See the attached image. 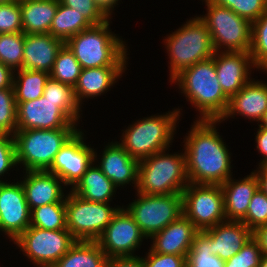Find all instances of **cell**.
<instances>
[{"instance_id": "6da1fadb", "label": "cell", "mask_w": 267, "mask_h": 267, "mask_svg": "<svg viewBox=\"0 0 267 267\" xmlns=\"http://www.w3.org/2000/svg\"><path fill=\"white\" fill-rule=\"evenodd\" d=\"M220 120H198L186 138L188 180L193 184L222 185L230 178L228 150L214 127Z\"/></svg>"}, {"instance_id": "7a4b0ae2", "label": "cell", "mask_w": 267, "mask_h": 267, "mask_svg": "<svg viewBox=\"0 0 267 267\" xmlns=\"http://www.w3.org/2000/svg\"><path fill=\"white\" fill-rule=\"evenodd\" d=\"M178 81L186 97L203 115L201 120H221L229 98L217 78L214 56L184 69L172 82Z\"/></svg>"}, {"instance_id": "3957f363", "label": "cell", "mask_w": 267, "mask_h": 267, "mask_svg": "<svg viewBox=\"0 0 267 267\" xmlns=\"http://www.w3.org/2000/svg\"><path fill=\"white\" fill-rule=\"evenodd\" d=\"M108 26L109 21L92 25L65 42L82 69L125 66V45L108 31Z\"/></svg>"}, {"instance_id": "277c9868", "label": "cell", "mask_w": 267, "mask_h": 267, "mask_svg": "<svg viewBox=\"0 0 267 267\" xmlns=\"http://www.w3.org/2000/svg\"><path fill=\"white\" fill-rule=\"evenodd\" d=\"M163 152L165 153L159 151L139 161L136 185L138 193L146 195L182 193L188 185L185 154L165 155Z\"/></svg>"}, {"instance_id": "5b68a950", "label": "cell", "mask_w": 267, "mask_h": 267, "mask_svg": "<svg viewBox=\"0 0 267 267\" xmlns=\"http://www.w3.org/2000/svg\"><path fill=\"white\" fill-rule=\"evenodd\" d=\"M75 128L17 130L16 162L26 171L48 170L59 150L77 132Z\"/></svg>"}, {"instance_id": "8992f818", "label": "cell", "mask_w": 267, "mask_h": 267, "mask_svg": "<svg viewBox=\"0 0 267 267\" xmlns=\"http://www.w3.org/2000/svg\"><path fill=\"white\" fill-rule=\"evenodd\" d=\"M166 43L171 59V80L184 69L212 58L215 53L208 28L199 17L171 34Z\"/></svg>"}, {"instance_id": "52a82bcc", "label": "cell", "mask_w": 267, "mask_h": 267, "mask_svg": "<svg viewBox=\"0 0 267 267\" xmlns=\"http://www.w3.org/2000/svg\"><path fill=\"white\" fill-rule=\"evenodd\" d=\"M178 113L180 111L175 110L168 115L140 120L125 131L122 143L119 144L138 161L164 151L173 138Z\"/></svg>"}, {"instance_id": "ba28073f", "label": "cell", "mask_w": 267, "mask_h": 267, "mask_svg": "<svg viewBox=\"0 0 267 267\" xmlns=\"http://www.w3.org/2000/svg\"><path fill=\"white\" fill-rule=\"evenodd\" d=\"M205 2L207 16L199 18L208 28L215 52L222 45L228 47V52H250L252 24L227 7L211 0Z\"/></svg>"}, {"instance_id": "9c48e42d", "label": "cell", "mask_w": 267, "mask_h": 267, "mask_svg": "<svg viewBox=\"0 0 267 267\" xmlns=\"http://www.w3.org/2000/svg\"><path fill=\"white\" fill-rule=\"evenodd\" d=\"M66 227L76 240L96 241L120 208L88 201L71 191L65 198Z\"/></svg>"}, {"instance_id": "30bf717a", "label": "cell", "mask_w": 267, "mask_h": 267, "mask_svg": "<svg viewBox=\"0 0 267 267\" xmlns=\"http://www.w3.org/2000/svg\"><path fill=\"white\" fill-rule=\"evenodd\" d=\"M138 195L139 199L132 202L126 210L146 238H151L183 215L181 193L169 195L139 193Z\"/></svg>"}, {"instance_id": "8fae6325", "label": "cell", "mask_w": 267, "mask_h": 267, "mask_svg": "<svg viewBox=\"0 0 267 267\" xmlns=\"http://www.w3.org/2000/svg\"><path fill=\"white\" fill-rule=\"evenodd\" d=\"M181 194L183 215L199 231L214 227L226 219L221 185L189 182Z\"/></svg>"}, {"instance_id": "7c38bea8", "label": "cell", "mask_w": 267, "mask_h": 267, "mask_svg": "<svg viewBox=\"0 0 267 267\" xmlns=\"http://www.w3.org/2000/svg\"><path fill=\"white\" fill-rule=\"evenodd\" d=\"M77 240L66 230H44L30 226L14 242L34 263L53 267Z\"/></svg>"}, {"instance_id": "4fadbf2b", "label": "cell", "mask_w": 267, "mask_h": 267, "mask_svg": "<svg viewBox=\"0 0 267 267\" xmlns=\"http://www.w3.org/2000/svg\"><path fill=\"white\" fill-rule=\"evenodd\" d=\"M143 237H146L133 217L125 209L120 208L111 222L96 240L100 248L110 257L133 256Z\"/></svg>"}, {"instance_id": "5bb4252c", "label": "cell", "mask_w": 267, "mask_h": 267, "mask_svg": "<svg viewBox=\"0 0 267 267\" xmlns=\"http://www.w3.org/2000/svg\"><path fill=\"white\" fill-rule=\"evenodd\" d=\"M95 157L94 150L85 145L82 132L77 131L59 150L47 171L57 175L64 185L75 186Z\"/></svg>"}, {"instance_id": "9a60e30c", "label": "cell", "mask_w": 267, "mask_h": 267, "mask_svg": "<svg viewBox=\"0 0 267 267\" xmlns=\"http://www.w3.org/2000/svg\"><path fill=\"white\" fill-rule=\"evenodd\" d=\"M17 104V130L75 128V122L43 95Z\"/></svg>"}, {"instance_id": "2e32d148", "label": "cell", "mask_w": 267, "mask_h": 267, "mask_svg": "<svg viewBox=\"0 0 267 267\" xmlns=\"http://www.w3.org/2000/svg\"><path fill=\"white\" fill-rule=\"evenodd\" d=\"M31 210L21 183L0 182V230L16 240L30 227Z\"/></svg>"}, {"instance_id": "e0dca14e", "label": "cell", "mask_w": 267, "mask_h": 267, "mask_svg": "<svg viewBox=\"0 0 267 267\" xmlns=\"http://www.w3.org/2000/svg\"><path fill=\"white\" fill-rule=\"evenodd\" d=\"M221 54L214 53V63L221 88L230 99L249 82L247 65L253 64V59L249 52L225 51Z\"/></svg>"}, {"instance_id": "ac0fdd59", "label": "cell", "mask_w": 267, "mask_h": 267, "mask_svg": "<svg viewBox=\"0 0 267 267\" xmlns=\"http://www.w3.org/2000/svg\"><path fill=\"white\" fill-rule=\"evenodd\" d=\"M198 232L193 223L181 215L176 221L152 236L155 241L151 250L155 253L187 256Z\"/></svg>"}, {"instance_id": "d6986e66", "label": "cell", "mask_w": 267, "mask_h": 267, "mask_svg": "<svg viewBox=\"0 0 267 267\" xmlns=\"http://www.w3.org/2000/svg\"><path fill=\"white\" fill-rule=\"evenodd\" d=\"M64 44L50 33L24 34L23 69L50 73Z\"/></svg>"}, {"instance_id": "ffe728a7", "label": "cell", "mask_w": 267, "mask_h": 267, "mask_svg": "<svg viewBox=\"0 0 267 267\" xmlns=\"http://www.w3.org/2000/svg\"><path fill=\"white\" fill-rule=\"evenodd\" d=\"M26 173L27 177L21 184L30 210L51 203H65L59 184L62 180L57 175L47 170L26 171Z\"/></svg>"}, {"instance_id": "44dd1931", "label": "cell", "mask_w": 267, "mask_h": 267, "mask_svg": "<svg viewBox=\"0 0 267 267\" xmlns=\"http://www.w3.org/2000/svg\"><path fill=\"white\" fill-rule=\"evenodd\" d=\"M204 231L212 238L213 255L223 261L233 257L252 238V231L241 221L218 223Z\"/></svg>"}, {"instance_id": "7402d4cb", "label": "cell", "mask_w": 267, "mask_h": 267, "mask_svg": "<svg viewBox=\"0 0 267 267\" xmlns=\"http://www.w3.org/2000/svg\"><path fill=\"white\" fill-rule=\"evenodd\" d=\"M232 181L228 178L221 185L225 216L229 221H242L246 217L253 194L259 188V181L255 172L241 181Z\"/></svg>"}, {"instance_id": "603a6c76", "label": "cell", "mask_w": 267, "mask_h": 267, "mask_svg": "<svg viewBox=\"0 0 267 267\" xmlns=\"http://www.w3.org/2000/svg\"><path fill=\"white\" fill-rule=\"evenodd\" d=\"M139 161L117 142L108 145L103 153L99 168L117 187L131 180L138 184Z\"/></svg>"}, {"instance_id": "cb8c5ba5", "label": "cell", "mask_w": 267, "mask_h": 267, "mask_svg": "<svg viewBox=\"0 0 267 267\" xmlns=\"http://www.w3.org/2000/svg\"><path fill=\"white\" fill-rule=\"evenodd\" d=\"M267 111V85L259 81H249L229 99L228 107L221 119L240 113L249 119L260 120Z\"/></svg>"}, {"instance_id": "d4e9b609", "label": "cell", "mask_w": 267, "mask_h": 267, "mask_svg": "<svg viewBox=\"0 0 267 267\" xmlns=\"http://www.w3.org/2000/svg\"><path fill=\"white\" fill-rule=\"evenodd\" d=\"M59 0H19L24 34L49 33Z\"/></svg>"}, {"instance_id": "484cf974", "label": "cell", "mask_w": 267, "mask_h": 267, "mask_svg": "<svg viewBox=\"0 0 267 267\" xmlns=\"http://www.w3.org/2000/svg\"><path fill=\"white\" fill-rule=\"evenodd\" d=\"M124 67H97L82 69L74 86L80 104L81 97H95L108 89L122 73Z\"/></svg>"}, {"instance_id": "4316f807", "label": "cell", "mask_w": 267, "mask_h": 267, "mask_svg": "<svg viewBox=\"0 0 267 267\" xmlns=\"http://www.w3.org/2000/svg\"><path fill=\"white\" fill-rule=\"evenodd\" d=\"M72 188L73 193L85 200L107 203L115 192L116 186L99 167L90 165Z\"/></svg>"}, {"instance_id": "83f0119b", "label": "cell", "mask_w": 267, "mask_h": 267, "mask_svg": "<svg viewBox=\"0 0 267 267\" xmlns=\"http://www.w3.org/2000/svg\"><path fill=\"white\" fill-rule=\"evenodd\" d=\"M107 259L97 241L77 240L53 267H105Z\"/></svg>"}, {"instance_id": "f1b7e54d", "label": "cell", "mask_w": 267, "mask_h": 267, "mask_svg": "<svg viewBox=\"0 0 267 267\" xmlns=\"http://www.w3.org/2000/svg\"><path fill=\"white\" fill-rule=\"evenodd\" d=\"M92 25L76 9L58 2L55 17L50 26V34L66 42L69 38Z\"/></svg>"}, {"instance_id": "f546056e", "label": "cell", "mask_w": 267, "mask_h": 267, "mask_svg": "<svg viewBox=\"0 0 267 267\" xmlns=\"http://www.w3.org/2000/svg\"><path fill=\"white\" fill-rule=\"evenodd\" d=\"M50 74L45 71L19 69L17 81L13 78L16 102H28L43 95Z\"/></svg>"}, {"instance_id": "4dcf8cb0", "label": "cell", "mask_w": 267, "mask_h": 267, "mask_svg": "<svg viewBox=\"0 0 267 267\" xmlns=\"http://www.w3.org/2000/svg\"><path fill=\"white\" fill-rule=\"evenodd\" d=\"M212 246V238L205 231H199L191 244L185 267H224L225 261L213 255Z\"/></svg>"}, {"instance_id": "1f68e13d", "label": "cell", "mask_w": 267, "mask_h": 267, "mask_svg": "<svg viewBox=\"0 0 267 267\" xmlns=\"http://www.w3.org/2000/svg\"><path fill=\"white\" fill-rule=\"evenodd\" d=\"M43 96L60 107L74 122L78 120L79 103L74 87L49 78L44 88Z\"/></svg>"}, {"instance_id": "d6a6232c", "label": "cell", "mask_w": 267, "mask_h": 267, "mask_svg": "<svg viewBox=\"0 0 267 267\" xmlns=\"http://www.w3.org/2000/svg\"><path fill=\"white\" fill-rule=\"evenodd\" d=\"M30 226L44 230H66L65 203H51L31 209Z\"/></svg>"}, {"instance_id": "836d02e7", "label": "cell", "mask_w": 267, "mask_h": 267, "mask_svg": "<svg viewBox=\"0 0 267 267\" xmlns=\"http://www.w3.org/2000/svg\"><path fill=\"white\" fill-rule=\"evenodd\" d=\"M82 67L66 44L59 50L51 70L50 78L61 83L75 86Z\"/></svg>"}, {"instance_id": "e575fe53", "label": "cell", "mask_w": 267, "mask_h": 267, "mask_svg": "<svg viewBox=\"0 0 267 267\" xmlns=\"http://www.w3.org/2000/svg\"><path fill=\"white\" fill-rule=\"evenodd\" d=\"M24 33L0 34V62L12 70L23 68Z\"/></svg>"}, {"instance_id": "d590c367", "label": "cell", "mask_w": 267, "mask_h": 267, "mask_svg": "<svg viewBox=\"0 0 267 267\" xmlns=\"http://www.w3.org/2000/svg\"><path fill=\"white\" fill-rule=\"evenodd\" d=\"M251 35L253 66L267 70V10L252 23Z\"/></svg>"}, {"instance_id": "8d00e7d4", "label": "cell", "mask_w": 267, "mask_h": 267, "mask_svg": "<svg viewBox=\"0 0 267 267\" xmlns=\"http://www.w3.org/2000/svg\"><path fill=\"white\" fill-rule=\"evenodd\" d=\"M17 131V104L14 88L0 89V132Z\"/></svg>"}, {"instance_id": "74e56055", "label": "cell", "mask_w": 267, "mask_h": 267, "mask_svg": "<svg viewBox=\"0 0 267 267\" xmlns=\"http://www.w3.org/2000/svg\"><path fill=\"white\" fill-rule=\"evenodd\" d=\"M213 3L227 7L251 24L267 10V0H211Z\"/></svg>"}, {"instance_id": "f35d334b", "label": "cell", "mask_w": 267, "mask_h": 267, "mask_svg": "<svg viewBox=\"0 0 267 267\" xmlns=\"http://www.w3.org/2000/svg\"><path fill=\"white\" fill-rule=\"evenodd\" d=\"M241 222L251 231L267 224V195L260 188L253 194L246 217Z\"/></svg>"}, {"instance_id": "ab89813d", "label": "cell", "mask_w": 267, "mask_h": 267, "mask_svg": "<svg viewBox=\"0 0 267 267\" xmlns=\"http://www.w3.org/2000/svg\"><path fill=\"white\" fill-rule=\"evenodd\" d=\"M23 33L19 0L0 4V34Z\"/></svg>"}, {"instance_id": "60d3db41", "label": "cell", "mask_w": 267, "mask_h": 267, "mask_svg": "<svg viewBox=\"0 0 267 267\" xmlns=\"http://www.w3.org/2000/svg\"><path fill=\"white\" fill-rule=\"evenodd\" d=\"M262 255L257 241L252 237L239 252L224 262V267H258Z\"/></svg>"}, {"instance_id": "b9f144b4", "label": "cell", "mask_w": 267, "mask_h": 267, "mask_svg": "<svg viewBox=\"0 0 267 267\" xmlns=\"http://www.w3.org/2000/svg\"><path fill=\"white\" fill-rule=\"evenodd\" d=\"M67 7L76 9L91 25H100L108 17L99 9L94 0H59Z\"/></svg>"}, {"instance_id": "7bdbcfd3", "label": "cell", "mask_w": 267, "mask_h": 267, "mask_svg": "<svg viewBox=\"0 0 267 267\" xmlns=\"http://www.w3.org/2000/svg\"><path fill=\"white\" fill-rule=\"evenodd\" d=\"M10 135L0 132V176L17 164L14 137Z\"/></svg>"}, {"instance_id": "ee69618b", "label": "cell", "mask_w": 267, "mask_h": 267, "mask_svg": "<svg viewBox=\"0 0 267 267\" xmlns=\"http://www.w3.org/2000/svg\"><path fill=\"white\" fill-rule=\"evenodd\" d=\"M187 256L155 253L152 250L144 258V267H185Z\"/></svg>"}, {"instance_id": "f6af8a7d", "label": "cell", "mask_w": 267, "mask_h": 267, "mask_svg": "<svg viewBox=\"0 0 267 267\" xmlns=\"http://www.w3.org/2000/svg\"><path fill=\"white\" fill-rule=\"evenodd\" d=\"M105 267H144V260L137 256L110 257Z\"/></svg>"}, {"instance_id": "bcb514c9", "label": "cell", "mask_w": 267, "mask_h": 267, "mask_svg": "<svg viewBox=\"0 0 267 267\" xmlns=\"http://www.w3.org/2000/svg\"><path fill=\"white\" fill-rule=\"evenodd\" d=\"M252 237L257 241L261 253L267 255V224L259 226L252 231Z\"/></svg>"}, {"instance_id": "7dc6e473", "label": "cell", "mask_w": 267, "mask_h": 267, "mask_svg": "<svg viewBox=\"0 0 267 267\" xmlns=\"http://www.w3.org/2000/svg\"><path fill=\"white\" fill-rule=\"evenodd\" d=\"M14 72L0 62V89L13 88Z\"/></svg>"}, {"instance_id": "c3c4849f", "label": "cell", "mask_w": 267, "mask_h": 267, "mask_svg": "<svg viewBox=\"0 0 267 267\" xmlns=\"http://www.w3.org/2000/svg\"><path fill=\"white\" fill-rule=\"evenodd\" d=\"M259 131L257 132L256 142L257 148L264 155V160L260 163L262 165L264 162L267 161V129L259 126Z\"/></svg>"}, {"instance_id": "681fc988", "label": "cell", "mask_w": 267, "mask_h": 267, "mask_svg": "<svg viewBox=\"0 0 267 267\" xmlns=\"http://www.w3.org/2000/svg\"><path fill=\"white\" fill-rule=\"evenodd\" d=\"M118 0H94L99 9L109 18L110 10L114 8Z\"/></svg>"}, {"instance_id": "f907efd6", "label": "cell", "mask_w": 267, "mask_h": 267, "mask_svg": "<svg viewBox=\"0 0 267 267\" xmlns=\"http://www.w3.org/2000/svg\"><path fill=\"white\" fill-rule=\"evenodd\" d=\"M260 170L256 172L259 181V188L267 195V171L260 166Z\"/></svg>"}, {"instance_id": "816d5d0a", "label": "cell", "mask_w": 267, "mask_h": 267, "mask_svg": "<svg viewBox=\"0 0 267 267\" xmlns=\"http://www.w3.org/2000/svg\"><path fill=\"white\" fill-rule=\"evenodd\" d=\"M258 267H267V255H262L260 264Z\"/></svg>"}, {"instance_id": "f5cc1de1", "label": "cell", "mask_w": 267, "mask_h": 267, "mask_svg": "<svg viewBox=\"0 0 267 267\" xmlns=\"http://www.w3.org/2000/svg\"><path fill=\"white\" fill-rule=\"evenodd\" d=\"M262 124H260L259 126H262L263 128L267 129V111L265 112L263 118L261 119Z\"/></svg>"}, {"instance_id": "db71d44e", "label": "cell", "mask_w": 267, "mask_h": 267, "mask_svg": "<svg viewBox=\"0 0 267 267\" xmlns=\"http://www.w3.org/2000/svg\"><path fill=\"white\" fill-rule=\"evenodd\" d=\"M12 1H16V0H0V4L1 3H8V2H12Z\"/></svg>"}, {"instance_id": "11a10c76", "label": "cell", "mask_w": 267, "mask_h": 267, "mask_svg": "<svg viewBox=\"0 0 267 267\" xmlns=\"http://www.w3.org/2000/svg\"><path fill=\"white\" fill-rule=\"evenodd\" d=\"M267 171V161L261 165Z\"/></svg>"}]
</instances>
